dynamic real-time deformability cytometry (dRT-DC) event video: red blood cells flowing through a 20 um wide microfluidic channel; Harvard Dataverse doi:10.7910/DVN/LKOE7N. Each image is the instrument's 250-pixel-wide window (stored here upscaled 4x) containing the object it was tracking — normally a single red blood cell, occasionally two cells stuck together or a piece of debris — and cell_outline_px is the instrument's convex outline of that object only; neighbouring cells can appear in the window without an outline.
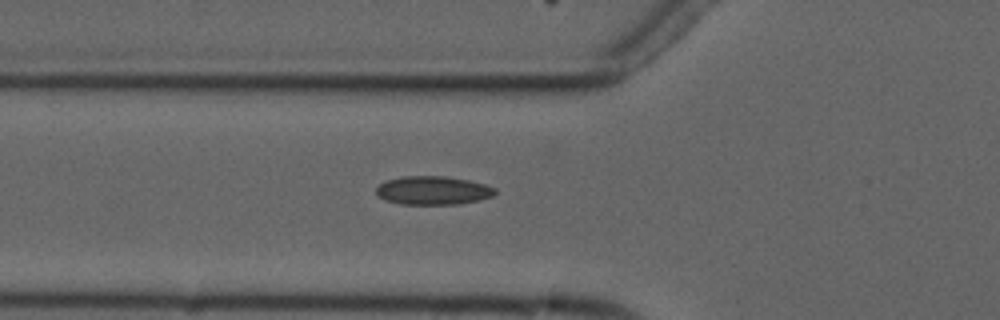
{"species": "common noctule bat (a hibernating species)", "species_latin": "Nyctalus noctula", "temperature_condition": "cold", "stored_images_in_passage": 5, "camera_frame_rate_fps": 3000, "um_per_image_px": 0.085, "animal": {"sex": "male", "forearm_length_mm": 52.5}, "frame": {"image": 1, "passage_image": 5, "time_ms": 5.0, "image_size_px": [1000, 320], "cell_outline_px": [[496, 192], [492, 196], [480, 200], [460, 204], [400, 204], [384, 200], [376, 196], [376, 188], [380, 184], [388, 180], [404, 176], [448, 176], [468, 180], [484, 184], [496, 188]], "centroid_in_image_um": [36.8, 16.19], "position_along_channel_um": 89.0, "area_um2": 19.88}}